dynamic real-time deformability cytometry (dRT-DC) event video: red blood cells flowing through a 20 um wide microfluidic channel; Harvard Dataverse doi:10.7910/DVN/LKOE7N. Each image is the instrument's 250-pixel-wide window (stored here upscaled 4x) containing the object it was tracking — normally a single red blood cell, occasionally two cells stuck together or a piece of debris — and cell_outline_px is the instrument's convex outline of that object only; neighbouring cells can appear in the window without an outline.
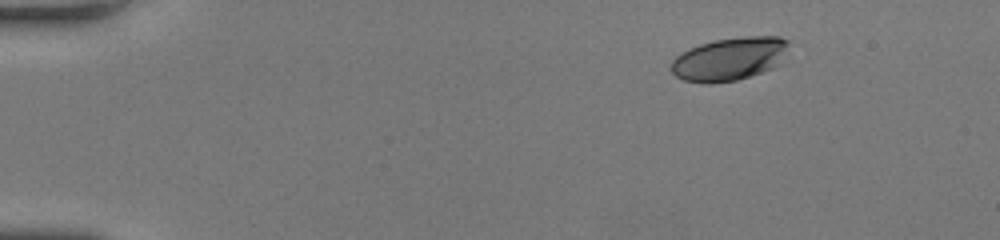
{"species": "human", "species_latin": "Homo sapiens", "temperature_condition": "room temperature", "stored_images_in_passage": 13, "camera_frame_rate_fps": 3000, "um_per_image_px": 0.085, "donor": {"sex": "female"}, "frame": {"image": 1, "passage_image": 1, "time_ms": 0.0, "image_size_px": [1000, 240], "cell_outline_px": [[788, 44], [776, 64], [772, 68], [736, 80], [712, 84], [704, 84], [684, 80], [676, 76], [672, 72], [672, 60], [676, 56], [688, 48], [700, 44], [716, 40], [744, 36], [780, 36], [788, 40]], "centroid_in_image_um": [61.93, 5.01], "position_along_channel_um": 23.1, "area_um2": 29.13}}
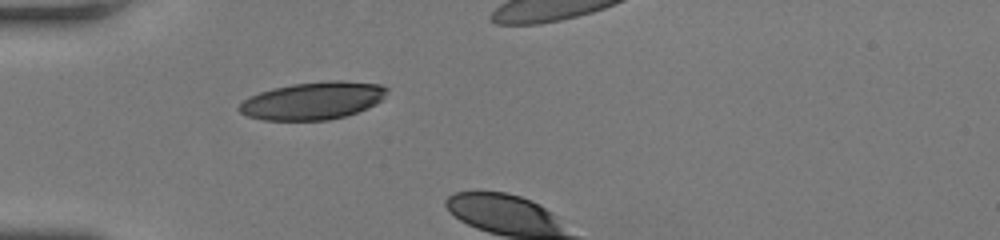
{"frame": {"image": 2, "passage_image": 11, "time_ms": 3.333, "image_size_px": [1000, 240], "cell_outline_px": [[388, 88], [380, 100], [376, 104], [368, 108], [344, 116], [328, 120], [264, 120], [248, 116], [240, 112], [236, 108], [248, 96], [272, 88], [292, 84], [332, 80], [344, 80], [380, 84]], "centroid_in_image_um": [26.57, 8.55], "position_along_channel_um": 58.4, "area_um2": 32.31}}